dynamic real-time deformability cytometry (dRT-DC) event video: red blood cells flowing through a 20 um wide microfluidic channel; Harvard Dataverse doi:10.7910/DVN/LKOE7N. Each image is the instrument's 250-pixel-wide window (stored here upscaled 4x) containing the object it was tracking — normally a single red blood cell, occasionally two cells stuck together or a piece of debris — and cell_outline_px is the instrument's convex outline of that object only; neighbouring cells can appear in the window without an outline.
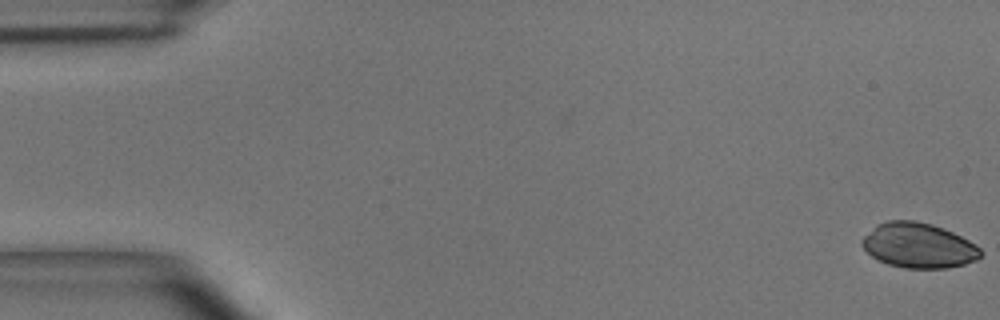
{"species": "common noctule bat (a hibernating species)", "species_latin": "Nyctalus noctula", "temperature_condition": "room temperature", "stored_images_in_passage": 5, "camera_frame_rate_fps": 3000, "um_per_image_px": 0.085, "animal": {"sex": "male", "body_mass_g": 15.6}, "frame": {"image": 1, "passage_image": 1, "time_ms": 0.0, "image_size_px": [1000, 320], "cell_outline_px": [[984, 252], [976, 260], [964, 264], [948, 268], [904, 268], [888, 264], [872, 256], [860, 244], [860, 240], [876, 224], [888, 220], [916, 220], [932, 224], [944, 228], [976, 244]], "centroid_in_image_um": [78.07, 20.85], "position_along_channel_um": 6.9, "area_um2": 31.21}}